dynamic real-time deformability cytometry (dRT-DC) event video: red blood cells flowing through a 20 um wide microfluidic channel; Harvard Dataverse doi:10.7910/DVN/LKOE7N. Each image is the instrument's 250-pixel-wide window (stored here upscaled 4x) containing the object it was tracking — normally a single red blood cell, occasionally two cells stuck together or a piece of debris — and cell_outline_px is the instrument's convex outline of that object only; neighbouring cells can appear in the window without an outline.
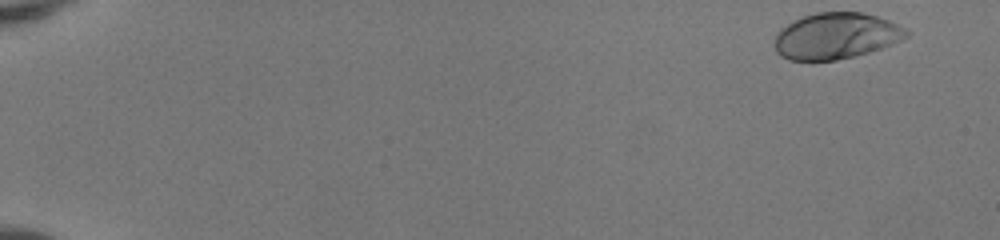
{"species": "human", "species_latin": "Homo sapiens", "temperature_condition": "room temperature", "stored_images_in_passage": 45, "camera_frame_rate_fps": 3000, "um_per_image_px": 0.085, "donor": {"sex": "female"}, "frame": {"image": 1, "passage_image": 1, "time_ms": 0.0, "image_size_px": [1000, 240], "cell_outline_px": [[908, 36], [892, 44], [856, 56], [836, 60], [788, 60], [780, 56], [776, 52], [772, 44], [776, 32], [780, 28], [800, 16], [816, 12], [860, 12], [876, 16], [888, 20], [908, 28]], "centroid_in_image_um": [71.01, 3.05], "position_along_channel_um": 14.0, "area_um2": 35.89}}
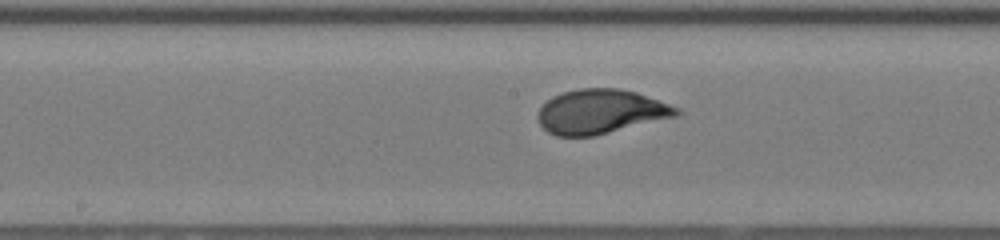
{"frame": {"image": 2, "passage_image": 27, "time_ms": 8.667, "image_size_px": [1000, 240], "cell_outline_px": [[680, 112], [676, 116], [592, 136], [556, 136], [548, 132], [540, 124], [536, 116], [540, 108], [552, 96], [564, 92], [580, 88], [620, 88], [636, 92], [680, 108]], "centroid_in_image_um": [51.03, 9.48], "position_along_channel_um": 197.2, "area_um2": 35.49}}
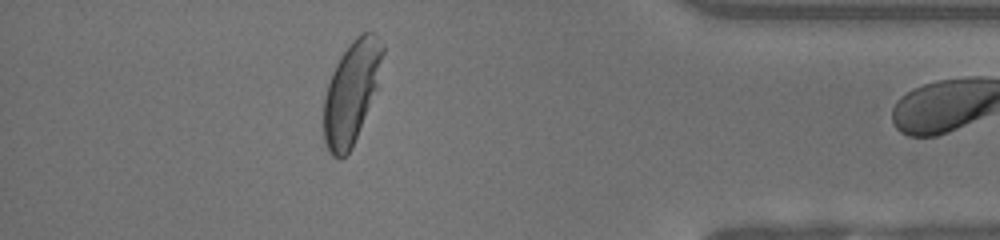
{"frame": {"image": 3, "passage_image": 44, "time_ms": 14.333, "image_size_px": [1000, 240], "cell_outline_px": [[384, 52], [380, 88], [352, 148], [340, 160], [332, 156], [328, 152], [324, 140], [324, 96], [332, 72], [340, 56], [352, 40], [356, 36], [364, 32], [376, 32], [384, 44]], "centroid_in_image_um": [29.93, 7.84], "position_along_channel_um": 405.3, "area_um2": 36.3}}